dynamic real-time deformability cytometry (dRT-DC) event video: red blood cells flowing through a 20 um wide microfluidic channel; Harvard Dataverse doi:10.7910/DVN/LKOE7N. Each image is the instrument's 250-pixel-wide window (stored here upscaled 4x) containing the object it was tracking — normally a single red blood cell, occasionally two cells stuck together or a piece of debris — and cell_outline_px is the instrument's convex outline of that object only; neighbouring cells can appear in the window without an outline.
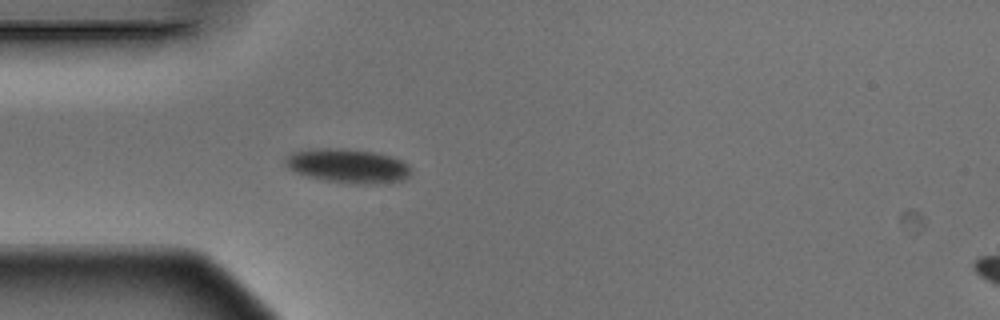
{"species": "Egyptian fruit bat (a non-hibernating species)", "species_latin": "Rousettus aegyptiacus", "temperature_condition": "warm", "stored_images_in_passage": 3, "camera_frame_rate_fps": 3000, "um_per_image_px": 0.085, "animal": {"sex": "male"}, "frame": {"image": 1, "passage_image": 3, "time_ms": 0.667, "image_size_px": [1000, 320], "cell_outline_px": [[412, 172], [404, 180], [376, 184], [356, 184], [324, 180], [308, 176], [288, 168], [284, 164], [284, 160], [292, 152], [316, 148], [344, 148], [376, 152], [392, 156], [408, 164], [412, 168]], "centroid_in_image_um": [29.61, 14.09], "position_along_channel_um": 55.4, "area_um2": 25.14}}